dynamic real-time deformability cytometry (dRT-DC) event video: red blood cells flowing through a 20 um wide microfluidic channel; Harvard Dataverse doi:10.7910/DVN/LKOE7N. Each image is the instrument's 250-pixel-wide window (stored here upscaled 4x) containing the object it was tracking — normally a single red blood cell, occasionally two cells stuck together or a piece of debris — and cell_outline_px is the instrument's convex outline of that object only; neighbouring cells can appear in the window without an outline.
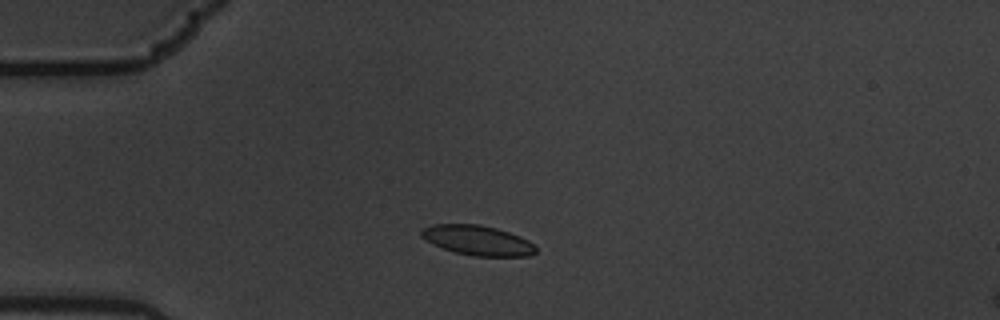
{"species": "common noctule bat (a hibernating species)", "species_latin": "Nyctalus noctula", "temperature_condition": "warm", "stored_images_in_passage": 5, "camera_frame_rate_fps": 3000, "um_per_image_px": 0.085, "animal": {"sex": "male", "body_mass_g": 19.5, "forearm_length_mm": 54.6}, "frame": {"image": 1, "passage_image": 3, "time_ms": 0.667, "image_size_px": [1000, 320], "cell_outline_px": [[536, 252], [528, 256], [472, 256], [456, 252], [432, 244], [420, 236], [420, 232], [424, 228], [432, 224], [480, 224], [496, 228], [520, 236], [528, 240], [536, 248]], "centroid_in_image_um": [40.58, 20.42], "position_along_channel_um": 44.4, "area_um2": 19.83}}
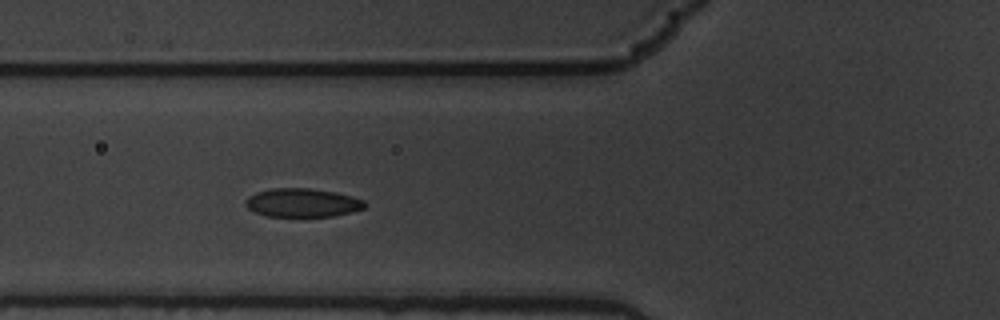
{"frame": {"image": 2, "passage_image": 5, "time_ms": 1.333, "image_size_px": [1000, 320], "cell_outline_px": [[368, 204], [364, 208], [352, 212], [332, 216], [264, 216], [252, 212], [244, 204], [244, 200], [248, 196], [256, 192], [272, 188], [308, 188], [336, 192], [352, 196], [364, 200]], "centroid_in_image_um": [25.68, 17.23], "position_along_channel_um": 100.1, "area_um2": 20.11}}